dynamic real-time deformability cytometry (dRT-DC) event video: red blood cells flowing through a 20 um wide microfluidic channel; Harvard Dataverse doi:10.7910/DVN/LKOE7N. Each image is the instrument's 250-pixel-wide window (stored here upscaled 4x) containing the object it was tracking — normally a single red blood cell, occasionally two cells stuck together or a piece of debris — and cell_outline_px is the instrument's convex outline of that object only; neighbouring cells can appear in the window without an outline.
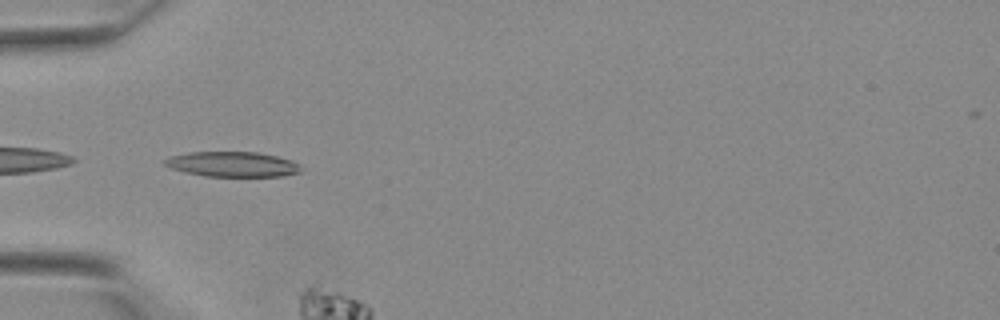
{"species": "Egyptian fruit bat (a non-hibernating species)", "species_latin": "Rousettus aegyptiacus", "temperature_condition": "warm", "stored_images_in_passage": 3, "camera_frame_rate_fps": 3000, "um_per_image_px": 0.085, "animal": {"sex": "female"}, "frame": {"image": 1, "passage_image": 1, "time_ms": 0.0, "image_size_px": [1000, 320], "cell_outline_px": [[300, 172], [280, 176], [204, 176], [172, 168], [164, 164], [164, 160], [172, 156], [188, 152], [256, 152], [276, 156], [292, 160], [300, 168]], "centroid_in_image_um": [19.75, 13.95], "position_along_channel_um": 65.2, "area_um2": 19.54}}